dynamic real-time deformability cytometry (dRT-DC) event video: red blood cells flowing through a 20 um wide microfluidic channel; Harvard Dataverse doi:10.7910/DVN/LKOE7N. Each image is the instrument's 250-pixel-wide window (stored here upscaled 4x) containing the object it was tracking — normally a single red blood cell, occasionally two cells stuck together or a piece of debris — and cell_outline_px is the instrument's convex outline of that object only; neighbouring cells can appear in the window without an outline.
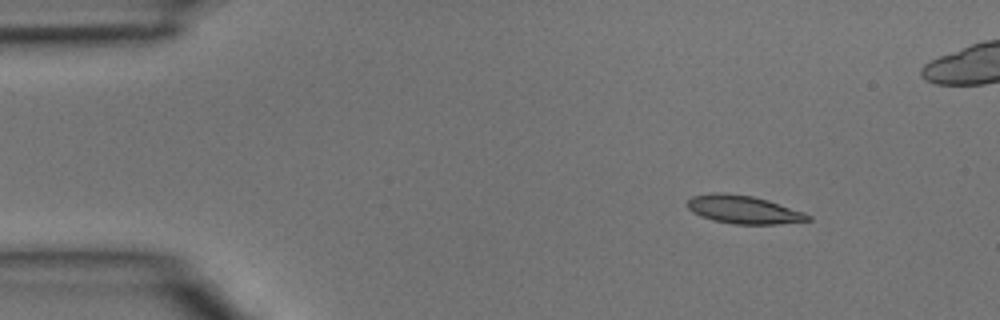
{"species": "common noctule bat (a hibernating species)", "species_latin": "Nyctalus noctula", "temperature_condition": "room temperature", "stored_images_in_passage": 38, "camera_frame_rate_fps": 3000, "um_per_image_px": 0.085, "animal": {"sex": "male", "body_mass_g": 15.6}, "frame": {"image": 1, "passage_image": 1, "time_ms": 0.0, "image_size_px": [1000, 320], "cell_outline_px": [[812, 220], [776, 224], [736, 224], [712, 220], [700, 216], [692, 212], [688, 208], [688, 200], [692, 196], [712, 192], [724, 192], [752, 196], [768, 200], [804, 212], [812, 216]], "centroid_in_image_um": [63.19, 17.81], "position_along_channel_um": 21.8, "area_um2": 19.83}}
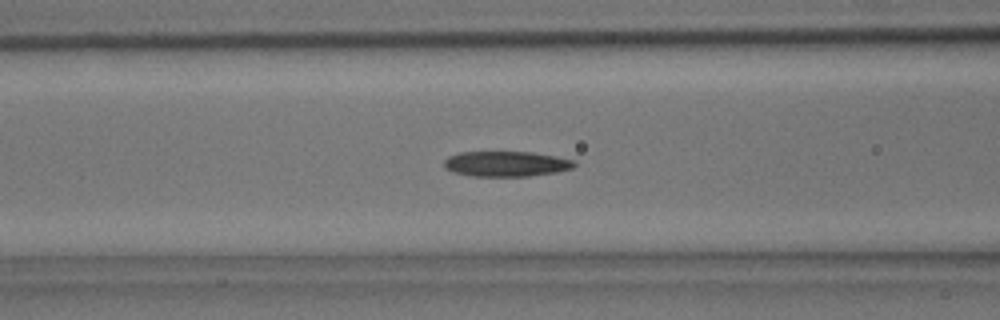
{"frame": {"image": 2, "passage_image": 13, "time_ms": 4.0, "image_size_px": [1000, 320], "cell_outline_px": [[576, 164], [572, 168], [556, 172], [528, 176], [472, 176], [452, 172], [444, 168], [444, 160], [448, 156], [460, 152], [532, 152], [556, 156], [576, 160]], "centroid_in_image_um": [43.01, 13.92], "position_along_channel_um": 123.6, "area_um2": 19.31}}
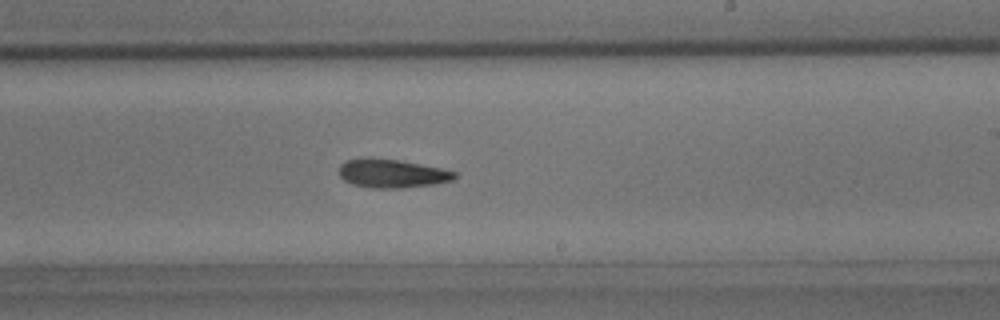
{"frame": {"image": 3, "passage_image": 22, "time_ms": 7.0, "image_size_px": [1000, 320], "cell_outline_px": [[456, 176], [452, 180], [432, 184], [400, 188], [372, 188], [352, 184], [344, 180], [340, 176], [340, 164], [348, 160], [360, 156], [372, 156], [400, 160], [440, 168], [456, 172]], "centroid_in_image_um": [33.26, 14.71], "position_along_channel_um": 255.7, "area_um2": 19.42}}